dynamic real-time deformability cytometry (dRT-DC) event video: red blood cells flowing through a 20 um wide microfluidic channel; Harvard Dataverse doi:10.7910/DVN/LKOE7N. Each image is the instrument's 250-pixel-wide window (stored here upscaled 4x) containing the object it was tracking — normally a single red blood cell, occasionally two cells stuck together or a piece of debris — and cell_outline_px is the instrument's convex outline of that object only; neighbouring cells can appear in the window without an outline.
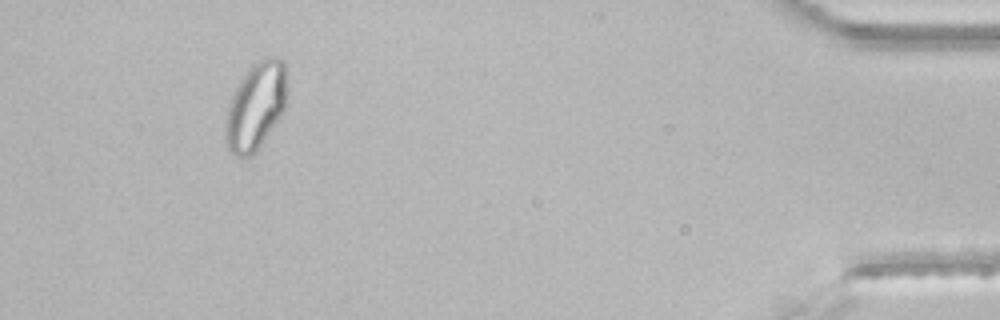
{"species": "common noctule bat (a hibernating species)", "species_latin": "Nyctalus noctula", "temperature_condition": "room temperature", "stored_images_in_passage": 37, "segment_of_instrument_passage": [2, 2], "camera_frame_rate_fps": 3000, "um_per_image_px": 0.085, "animal": {"sex": "male", "body_mass_g": 21.5, "forearm_length_mm": 52.0}, "frame": {"image": 1, "passage_image": 34, "time_ms": 11.0, "image_size_px": [1000, 320], "cell_outline_px": [[288, 92], [284, 112], [260, 144], [248, 156], [236, 156], [224, 144], [224, 124], [228, 108], [232, 96], [244, 72], [252, 64], [264, 56], [276, 56], [284, 60], [288, 88]], "centroid_in_image_um": [21.76, 8.95], "position_along_channel_um": 413.4, "area_um2": 31.62}}